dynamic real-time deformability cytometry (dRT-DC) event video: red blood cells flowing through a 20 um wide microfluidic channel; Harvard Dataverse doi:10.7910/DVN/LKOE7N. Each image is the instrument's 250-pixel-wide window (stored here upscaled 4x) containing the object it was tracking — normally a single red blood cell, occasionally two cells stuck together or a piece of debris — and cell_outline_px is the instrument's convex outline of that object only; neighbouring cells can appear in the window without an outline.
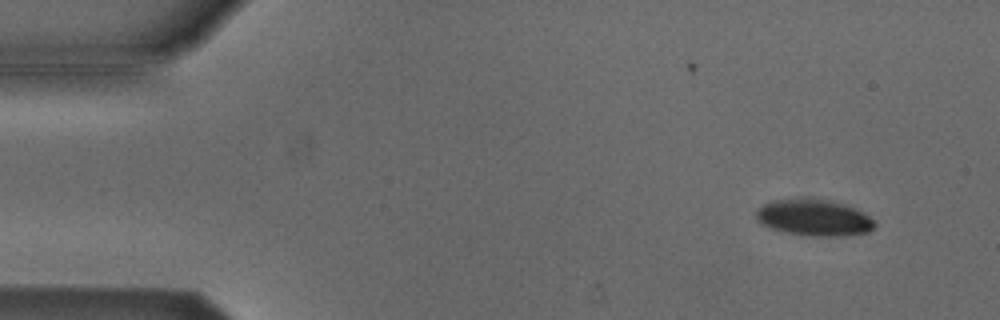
{"species": "Egyptian fruit bat (a non-hibernating species)", "species_latin": "Rousettus aegyptiacus", "temperature_condition": "cold", "stored_images_in_passage": 52, "camera_frame_rate_fps": 3000, "um_per_image_px": 0.085, "animal": {"sex": "male"}, "frame": {"image": 1, "passage_image": 3, "time_ms": 0.667, "image_size_px": [1000, 320], "cell_outline_px": [[876, 224], [868, 232], [844, 236], [812, 236], [788, 232], [772, 228], [760, 224], [756, 220], [756, 212], [764, 204], [772, 200], [832, 200], [844, 204], [868, 216]], "centroid_in_image_um": [69.18, 18.52], "position_along_channel_um": 15.8, "area_um2": 24.45}}
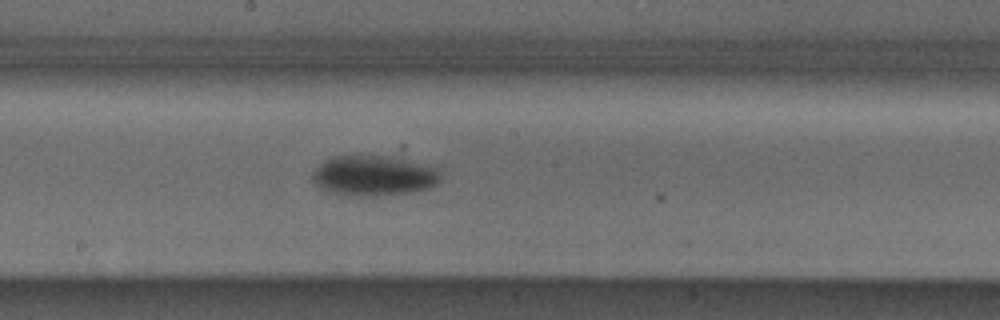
{"frame": {"image": 2, "passage_image": 27, "time_ms": 8.667, "image_size_px": [1000, 320], "cell_outline_px": [[440, 180], [436, 184], [428, 188], [412, 192], [372, 196], [356, 196], [332, 192], [320, 188], [312, 180], [312, 172], [324, 160], [332, 156], [400, 144], [404, 144], [436, 168], [440, 172]], "centroid_in_image_um": [31.98, 14.65], "position_along_channel_um": 216.2, "area_um2": 35.08}}
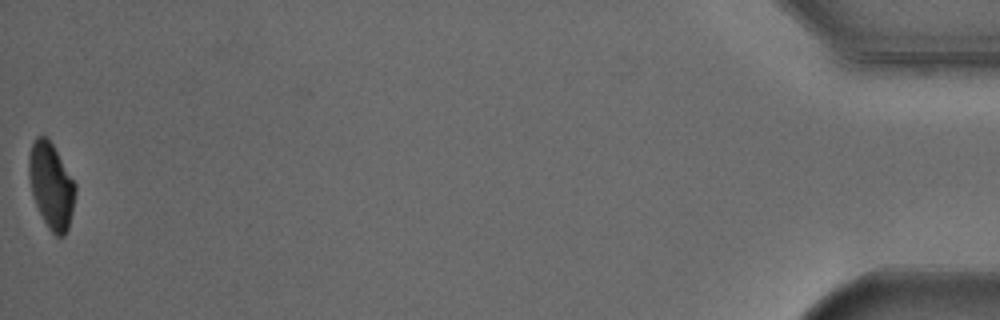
{"frame": {"image": 3, "passage_image": 52, "time_ms": 17.0, "image_size_px": [1000, 320], "cell_outline_px": [[76, 192], [72, 212], [68, 228], [64, 236], [56, 236], [48, 228], [36, 204], [32, 192], [28, 176], [28, 156], [32, 140], [36, 136], [44, 136], [52, 144], [76, 184]], "centroid_in_image_um": [4.34, 15.76], "position_along_channel_um": 430.9, "area_um2": 23.06}, "authors_computed_cell_mechanics": {"area_um2": 26.9637, "velocity_mm_per_s": 3.8229, "shape_relaxation_time_tau1_ms": 1.5381, "shape_relaxation_time_tau2_ms": null, "deformation_change_tau1": 0.103, "deformation_change_tau2": null}}